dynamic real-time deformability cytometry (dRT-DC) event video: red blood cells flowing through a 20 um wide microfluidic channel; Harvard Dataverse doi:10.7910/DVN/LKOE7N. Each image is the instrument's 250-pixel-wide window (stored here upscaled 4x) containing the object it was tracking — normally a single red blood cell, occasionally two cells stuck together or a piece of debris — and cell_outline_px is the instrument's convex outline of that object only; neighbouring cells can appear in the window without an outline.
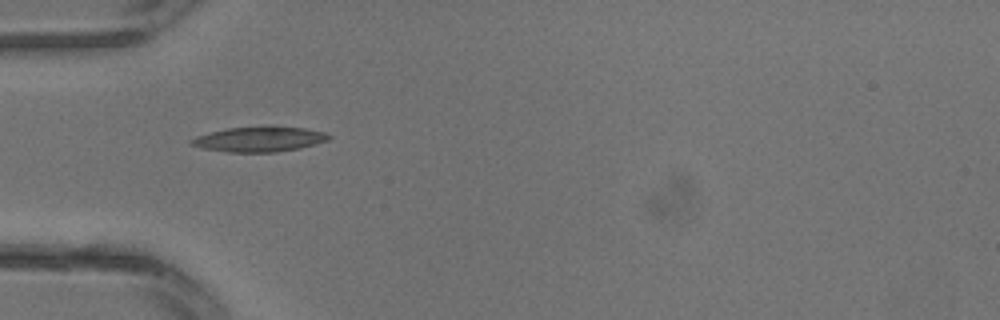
{"species": "common noctule bat (a hibernating species)", "species_latin": "Nyctalus noctula", "temperature_condition": "warm", "stored_images_in_passage": 22, "camera_frame_rate_fps": 3000, "um_per_image_px": 0.085, "animal": {"sex": "male", "body_mass_g": 13.3}, "frame": {"image": 1, "passage_image": 1, "time_ms": 0.0, "image_size_px": [1000, 320], "cell_outline_px": [[332, 136], [328, 140], [316, 144], [300, 148], [276, 152], [228, 152], [204, 148], [188, 144], [188, 140], [196, 136], [228, 128], [264, 124], [272, 124], [304, 128], [324, 132]], "centroid_in_image_um": [22.06, 11.8], "position_along_channel_um": 62.9, "area_um2": 20.69}}
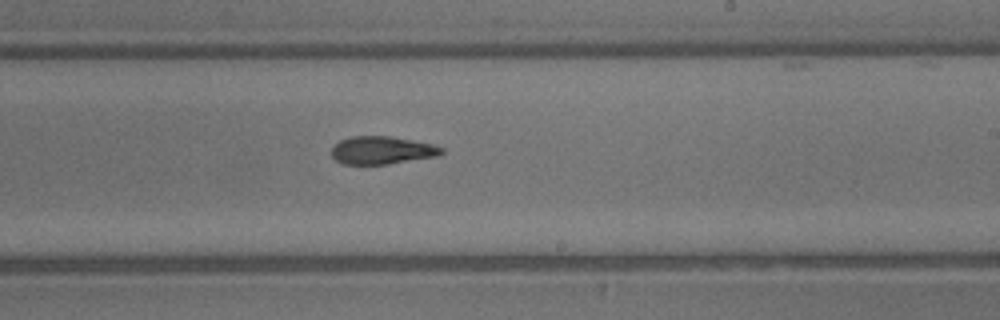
{"frame": {"image": 2, "passage_image": 10, "time_ms": 3.0, "image_size_px": [1000, 320], "cell_outline_px": [[444, 152], [440, 156], [388, 164], [344, 164], [336, 160], [332, 156], [332, 148], [340, 140], [348, 136], [388, 136], [412, 140], [432, 144], [444, 148]], "centroid_in_image_um": [32.49, 12.77], "position_along_channel_um": 256.5, "area_um2": 17.92}}
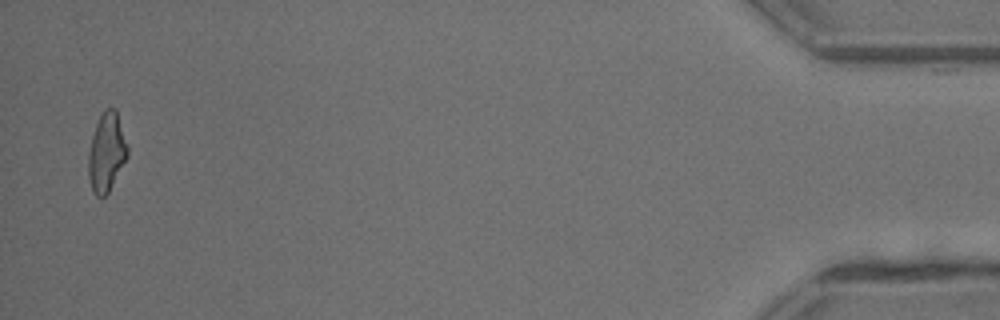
{"frame": {"image": 3, "passage_image": 22, "time_ms": 7.0, "image_size_px": [1000, 320], "cell_outline_px": [[128, 156], [108, 192], [104, 196], [96, 196], [92, 192], [88, 176], [88, 152], [92, 136], [96, 124], [104, 108], [116, 108], [128, 144]], "centroid_in_image_um": [9.06, 12.92], "position_along_channel_um": 426.1, "area_um2": 18.09}}